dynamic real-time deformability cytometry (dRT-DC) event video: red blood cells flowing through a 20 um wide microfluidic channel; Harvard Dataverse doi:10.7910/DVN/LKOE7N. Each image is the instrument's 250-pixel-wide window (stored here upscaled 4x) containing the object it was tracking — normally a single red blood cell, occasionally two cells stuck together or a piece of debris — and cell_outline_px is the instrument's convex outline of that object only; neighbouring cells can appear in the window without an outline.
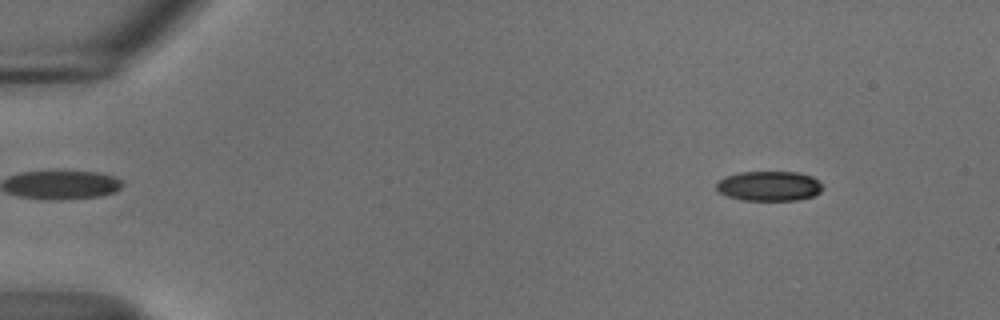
{"species": "common noctule bat (a hibernating species)", "species_latin": "Nyctalus noctula", "temperature_condition": "cold", "stored_images_in_passage": 55, "camera_frame_rate_fps": 3000, "um_per_image_px": 0.085, "animal": {"sex": "male", "body_mass_g": 18.8}, "frame": {"image": 1, "passage_image": 6, "time_ms": 1.667, "image_size_px": [1000, 320], "cell_outline_px": [[824, 188], [820, 192], [812, 196], [796, 200], [740, 200], [716, 192], [716, 184], [724, 176], [740, 172], [796, 172], [812, 176]], "centroid_in_image_um": [65.33, 15.81], "position_along_channel_um": 19.7, "area_um2": 18.5}}
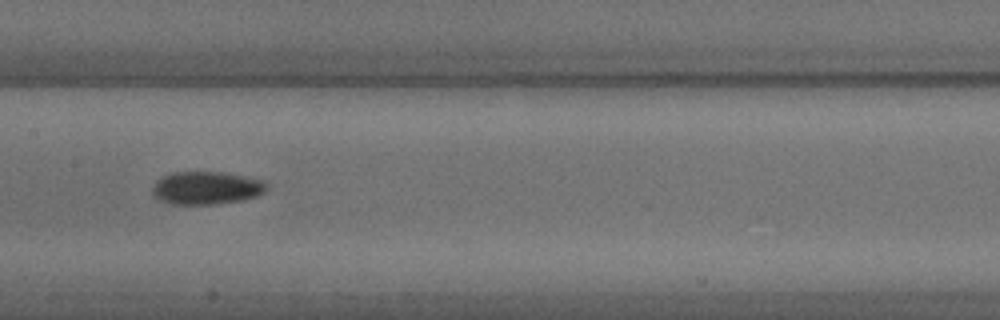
{"frame": {"image": 2, "passage_image": 28, "time_ms": 9.0, "image_size_px": [1000, 320], "cell_outline_px": [[268, 188], [264, 192], [256, 196], [244, 200], [216, 204], [172, 204], [160, 200], [152, 196], [152, 188], [156, 180], [172, 172], [224, 172], [264, 180], [268, 184]], "centroid_in_image_um": [17.55, 15.97], "position_along_channel_um": 189.8, "area_um2": 22.14}}
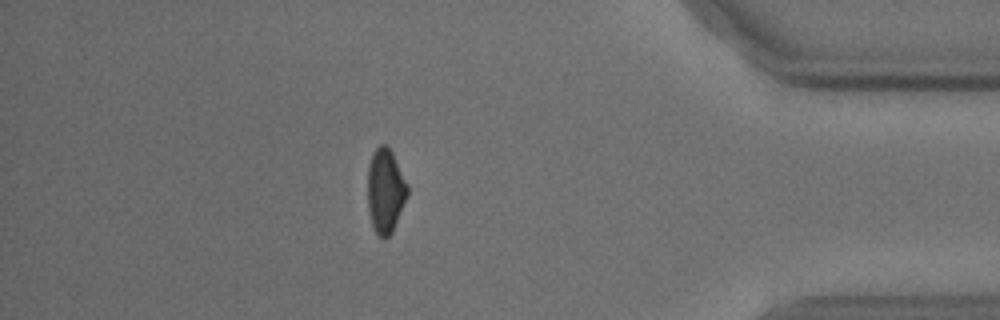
{"frame": {"image": 3, "passage_image": 48, "time_ms": 15.667, "image_size_px": [1000, 320], "cell_outline_px": [[408, 196], [392, 232], [384, 240], [376, 232], [372, 224], [368, 212], [368, 168], [372, 152], [380, 144], [384, 144], [392, 152], [408, 184]], "centroid_in_image_um": [32.76, 16.22], "position_along_channel_um": 402.4, "area_um2": 19.59}, "authors_computed_cell_mechanics": {"area_um2": 20.3456, "velocity_mm_per_s": 3.6977, "shape_relaxation_time_tau1_ms": 5.3435, "shape_relaxation_time_tau2_ms": null, "deformation_change_tau1": 0.123, "deformation_change_tau2": null}}